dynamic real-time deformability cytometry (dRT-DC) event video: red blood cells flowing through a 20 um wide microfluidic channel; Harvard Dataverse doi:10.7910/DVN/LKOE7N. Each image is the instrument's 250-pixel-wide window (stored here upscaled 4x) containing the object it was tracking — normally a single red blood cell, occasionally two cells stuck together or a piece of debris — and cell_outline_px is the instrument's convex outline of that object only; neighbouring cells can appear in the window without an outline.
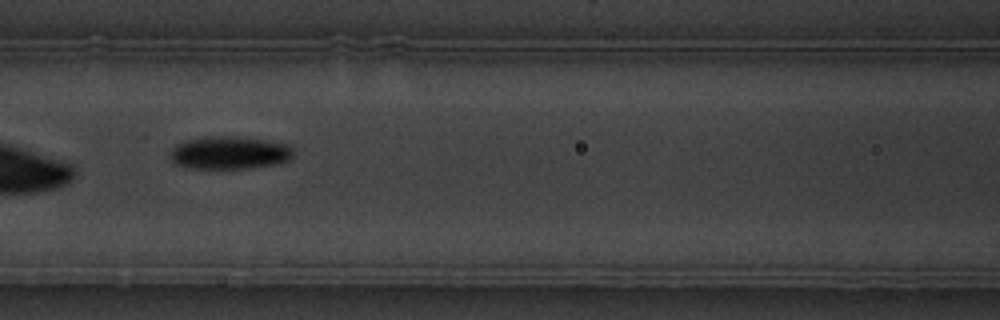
{"species": "common noctule bat (a hibernating species)", "species_latin": "Nyctalus noctula", "temperature_condition": "warm", "stored_images_in_passage": 8, "camera_frame_rate_fps": 3000, "um_per_image_px": 0.085, "animal": {"sex": "male", "body_mass_g": 19.5, "forearm_length_mm": 54.6}, "frame": {"image": 1, "passage_image": 6, "time_ms": 6.667, "image_size_px": [1000, 320], "cell_outline_px": [[292, 156], [288, 160], [276, 164], [248, 168], [192, 168], [176, 164], [172, 160], [168, 152], [176, 144], [188, 140], [204, 136], [236, 136], [268, 140], [288, 144], [292, 148]], "centroid_in_image_um": [19.49, 12.97], "position_along_channel_um": 147.1, "area_um2": 23.64}}
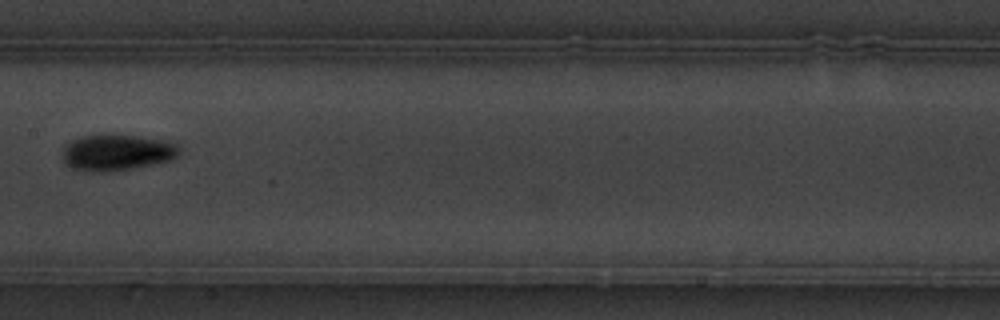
{"frame": {"image": 2, "passage_image": 7, "time_ms": 8.0, "image_size_px": [1000, 320], "cell_outline_px": [[180, 152], [176, 156], [168, 160], [152, 164], [132, 168], [104, 172], [88, 172], [68, 168], [64, 164], [64, 148], [72, 140], [80, 136], [136, 136], [168, 140], [176, 144], [180, 148]], "centroid_in_image_um": [9.92, 12.98], "position_along_channel_um": 197.5, "area_um2": 24.28}}